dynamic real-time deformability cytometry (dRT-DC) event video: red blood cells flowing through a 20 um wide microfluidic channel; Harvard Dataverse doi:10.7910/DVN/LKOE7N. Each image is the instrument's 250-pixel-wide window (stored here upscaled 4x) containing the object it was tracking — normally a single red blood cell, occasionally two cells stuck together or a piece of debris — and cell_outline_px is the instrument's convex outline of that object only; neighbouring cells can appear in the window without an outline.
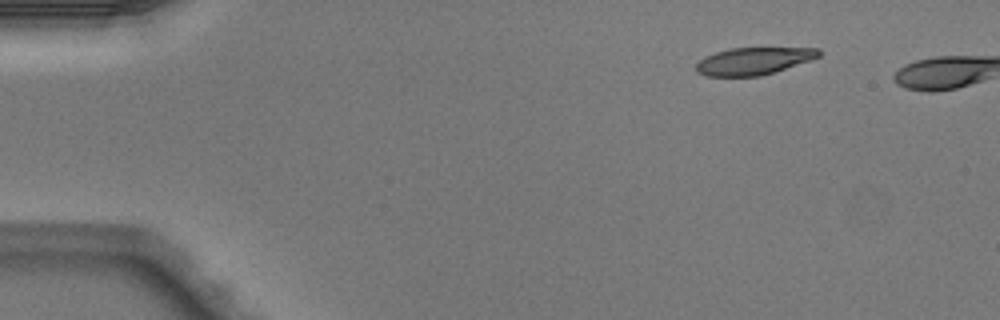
{"species": "Egyptian fruit bat (a non-hibernating species)", "species_latin": "Rousettus aegyptiacus", "temperature_condition": "warm", "stored_images_in_passage": 2, "camera_frame_rate_fps": 3000, "um_per_image_px": 0.085, "animal": {"sex": "male"}, "frame": {"image": 1, "passage_image": 1, "time_ms": 0.0, "image_size_px": [1000, 320], "cell_outline_px": [[820, 56], [812, 60], [760, 76], [704, 76], [696, 72], [696, 64], [704, 56], [716, 52], [732, 48], [820, 48]], "centroid_in_image_um": [64.04, 5.19], "position_along_channel_um": 21.0, "area_um2": 19.48}}